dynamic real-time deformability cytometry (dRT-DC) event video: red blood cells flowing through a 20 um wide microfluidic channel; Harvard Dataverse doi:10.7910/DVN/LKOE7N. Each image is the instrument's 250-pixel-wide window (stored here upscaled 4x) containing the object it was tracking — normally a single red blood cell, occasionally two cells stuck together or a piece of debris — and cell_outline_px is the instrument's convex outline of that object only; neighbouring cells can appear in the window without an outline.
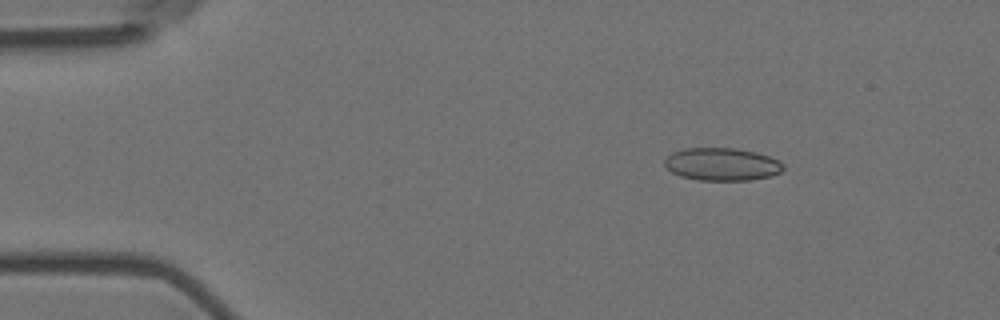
{"species": "Egyptian fruit bat (a non-hibernating species)", "species_latin": "Rousettus aegyptiacus", "temperature_condition": "room temperature", "stored_images_in_passage": 5, "camera_frame_rate_fps": 3000, "um_per_image_px": 0.085, "animal": {"sex": "female"}, "frame": {"image": 1, "passage_image": 3, "time_ms": 0.667, "image_size_px": [1000, 320], "cell_outline_px": [[784, 168], [780, 172], [772, 176], [748, 180], [700, 180], [680, 176], [672, 172], [664, 164], [664, 160], [672, 152], [684, 148], [736, 148], [756, 152], [768, 156], [784, 164]], "centroid_in_image_um": [61.36, 13.96], "position_along_channel_um": 23.6, "area_um2": 22.6}}